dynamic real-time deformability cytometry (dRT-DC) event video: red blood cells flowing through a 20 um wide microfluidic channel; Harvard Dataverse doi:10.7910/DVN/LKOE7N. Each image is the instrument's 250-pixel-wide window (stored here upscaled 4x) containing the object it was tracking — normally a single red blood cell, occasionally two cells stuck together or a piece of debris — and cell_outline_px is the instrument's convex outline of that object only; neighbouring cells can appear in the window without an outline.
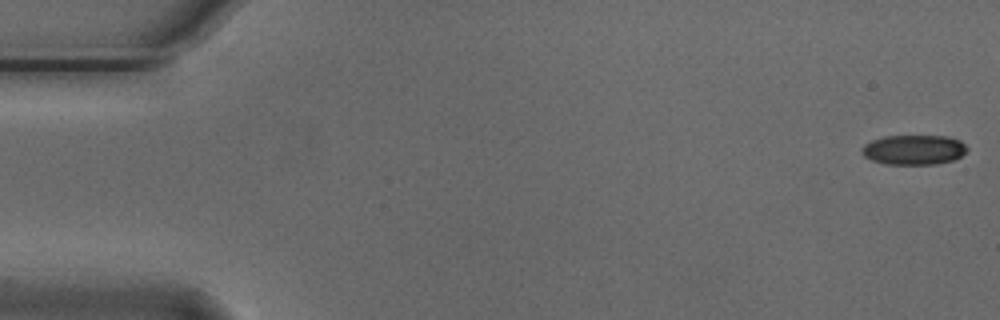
{"species": "Egyptian fruit bat (a non-hibernating species)", "species_latin": "Rousettus aegyptiacus", "temperature_condition": "cold", "stored_images_in_passage": 55, "camera_frame_rate_fps": 3000, "um_per_image_px": 0.085, "animal": {"sex": "male"}, "frame": {"image": 1, "passage_image": 1, "time_ms": 0.0, "image_size_px": [1000, 320], "cell_outline_px": [[968, 148], [960, 156], [952, 160], [936, 164], [884, 164], [872, 160], [864, 156], [860, 152], [860, 148], [864, 144], [872, 140], [884, 136], [948, 136], [960, 140]], "centroid_in_image_um": [77.63, 12.72], "position_along_channel_um": 7.4, "area_um2": 18.32}}
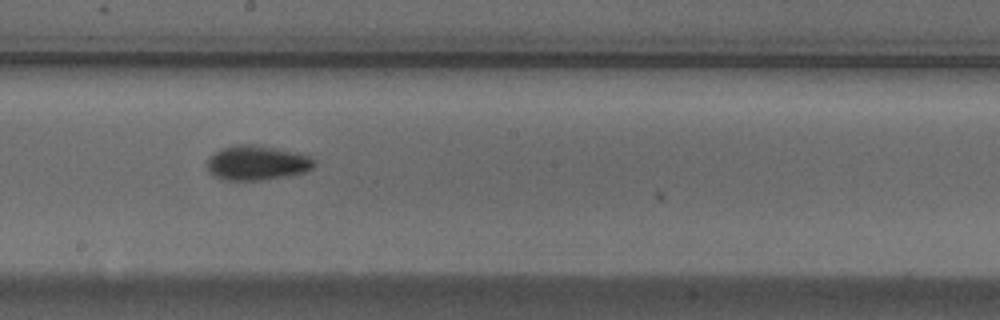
{"frame": {"image": 2, "passage_image": 30, "time_ms": 9.667, "image_size_px": [1000, 320], "cell_outline_px": [[316, 164], [312, 168], [304, 172], [288, 176], [260, 180], [224, 180], [212, 176], [208, 172], [208, 156], [220, 148], [232, 144], [256, 144], [296, 152], [308, 156], [316, 160]], "centroid_in_image_um": [21.8, 13.83], "position_along_channel_um": 226.4, "area_um2": 21.96}}
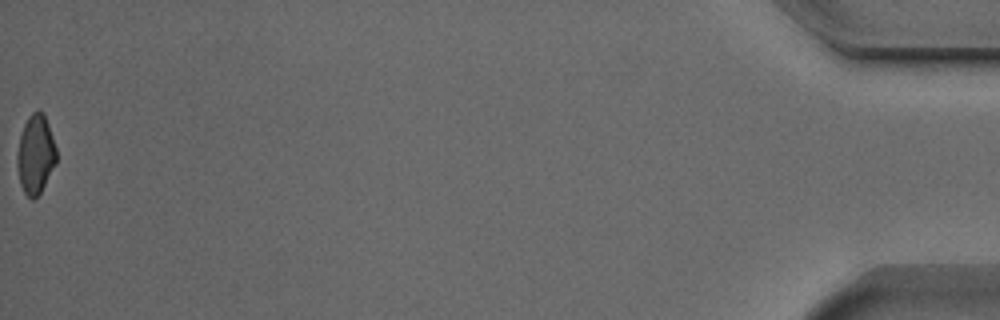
{"frame": {"image": 3, "passage_image": 55, "time_ms": 18.0, "image_size_px": [1000, 320], "cell_outline_px": [[56, 164], [40, 192], [32, 200], [24, 192], [20, 184], [16, 164], [16, 156], [20, 136], [24, 124], [28, 116], [32, 112], [40, 108], [44, 112], [56, 148]], "centroid_in_image_um": [3.01, 13.08], "position_along_channel_um": 432.2, "area_um2": 18.15}, "authors_computed_cell_mechanics": {"area_um2": 19.652, "velocity_mm_per_s": 3.7377, "shape_relaxation_time_tau1_ms": 4.9021, "shape_relaxation_time_tau2_ms": 5.7479, "deformation_change_tau1": 0.122, "deformation_change_tau2": 0.0947}}